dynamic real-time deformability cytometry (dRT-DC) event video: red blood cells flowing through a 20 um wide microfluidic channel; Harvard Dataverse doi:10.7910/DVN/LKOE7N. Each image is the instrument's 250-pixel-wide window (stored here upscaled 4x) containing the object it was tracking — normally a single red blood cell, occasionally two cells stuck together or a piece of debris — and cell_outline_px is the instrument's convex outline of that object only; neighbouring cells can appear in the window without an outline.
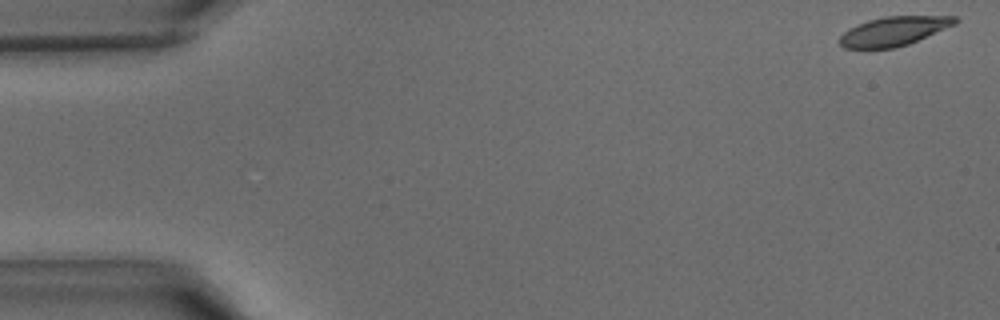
{"species": "common noctule bat (a hibernating species)", "species_latin": "Nyctalus noctula", "temperature_condition": "warm", "stored_images_in_passage": 41, "camera_frame_rate_fps": 3000, "um_per_image_px": 0.085, "animal": {"sex": "male", "body_mass_g": 15.6}, "frame": {"image": 1, "passage_image": 1, "time_ms": 0.0, "image_size_px": [1000, 320], "cell_outline_px": [[960, 20], [956, 24], [908, 44], [896, 48], [844, 48], [836, 40], [848, 28], [856, 24], [868, 20], [888, 16], [956, 16]], "centroid_in_image_um": [75.95, 2.65], "position_along_channel_um": 9.0, "area_um2": 19.65}}
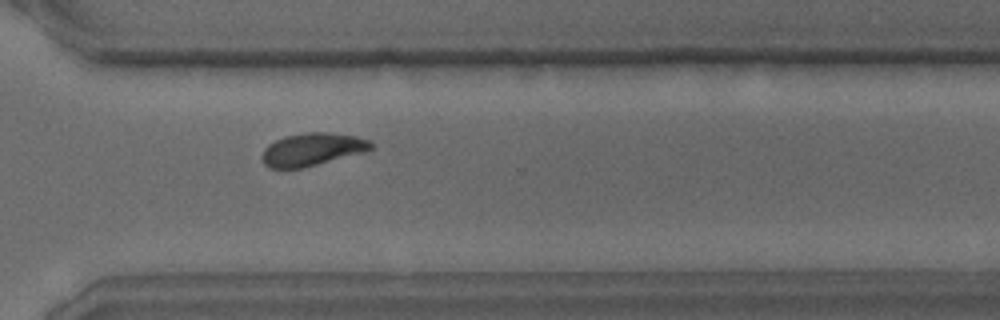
{"frame": {"image": 2, "passage_image": 30, "time_ms": 9.667, "image_size_px": [1000, 320], "cell_outline_px": [[372, 148], [364, 152], [304, 168], [268, 168], [264, 164], [260, 156], [264, 148], [268, 144], [284, 136], [304, 132], [324, 132], [356, 136], [368, 140], [372, 144]], "centroid_in_image_um": [26.48, 12.7], "position_along_channel_um": 344.1, "area_um2": 20.87}}
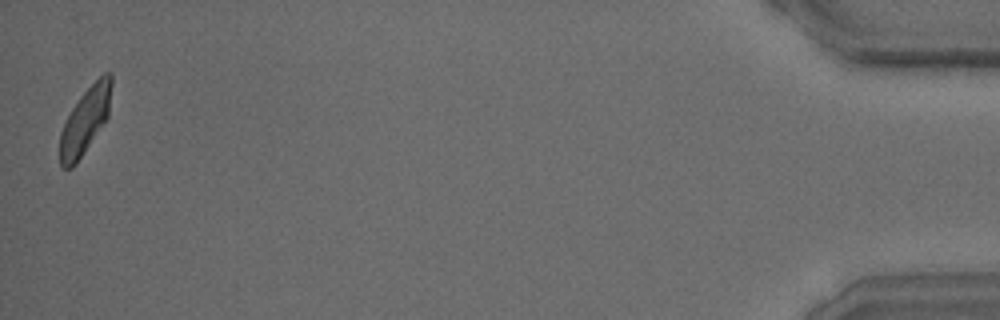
{"frame": {"image": 3, "passage_image": 41, "time_ms": 13.333, "image_size_px": [1000, 320], "cell_outline_px": [[112, 84], [108, 120], [76, 164], [72, 168], [64, 168], [60, 164], [60, 132], [72, 108], [80, 96], [104, 72], [112, 72]], "centroid_in_image_um": [7.27, 10.26], "position_along_channel_um": 427.9, "area_um2": 20.06}}